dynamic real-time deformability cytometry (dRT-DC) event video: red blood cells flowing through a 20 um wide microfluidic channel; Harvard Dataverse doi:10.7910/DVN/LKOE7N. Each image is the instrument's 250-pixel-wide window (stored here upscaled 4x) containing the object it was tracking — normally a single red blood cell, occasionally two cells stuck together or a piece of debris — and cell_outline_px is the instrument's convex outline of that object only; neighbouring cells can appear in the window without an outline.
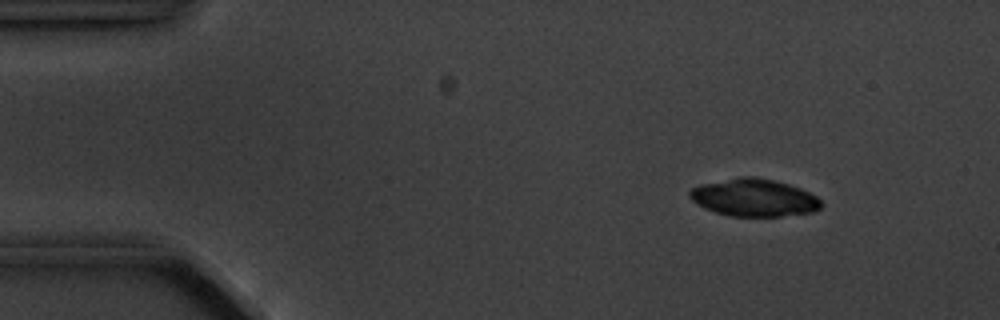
{"species": "common noctule bat (a hibernating species)", "species_latin": "Nyctalus noctula", "temperature_condition": "cold", "stored_images_in_passage": 5, "camera_frame_rate_fps": 3000, "um_per_image_px": 0.085, "animal": {"sex": "male", "body_mass_g": 20.1, "forearm_length_mm": 53.5}, "frame": {"image": 1, "passage_image": 2, "time_ms": 1.0, "image_size_px": [1000, 320], "cell_outline_px": [[824, 204], [820, 208], [812, 212], [780, 216], [728, 216], [704, 208], [696, 204], [688, 196], [688, 192], [692, 188], [700, 184], [740, 176], [752, 176], [772, 180], [788, 184], [800, 188], [816, 196]], "centroid_in_image_um": [64.06, 16.8], "position_along_channel_um": 20.9, "area_um2": 28.78}}